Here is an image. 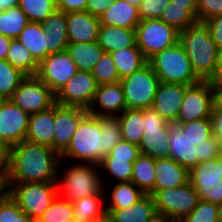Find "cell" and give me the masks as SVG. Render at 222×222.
<instances>
[{"mask_svg": "<svg viewBox=\"0 0 222 222\" xmlns=\"http://www.w3.org/2000/svg\"><path fill=\"white\" fill-rule=\"evenodd\" d=\"M169 158L190 170L200 162L217 158V139L209 118L170 124Z\"/></svg>", "mask_w": 222, "mask_h": 222, "instance_id": "1", "label": "cell"}, {"mask_svg": "<svg viewBox=\"0 0 222 222\" xmlns=\"http://www.w3.org/2000/svg\"><path fill=\"white\" fill-rule=\"evenodd\" d=\"M62 162L51 147L23 140L10 147L9 183L57 182Z\"/></svg>", "mask_w": 222, "mask_h": 222, "instance_id": "2", "label": "cell"}, {"mask_svg": "<svg viewBox=\"0 0 222 222\" xmlns=\"http://www.w3.org/2000/svg\"><path fill=\"white\" fill-rule=\"evenodd\" d=\"M179 43L186 51L196 76L201 81H210L215 72L219 48L206 24L197 21L180 31Z\"/></svg>", "mask_w": 222, "mask_h": 222, "instance_id": "3", "label": "cell"}, {"mask_svg": "<svg viewBox=\"0 0 222 222\" xmlns=\"http://www.w3.org/2000/svg\"><path fill=\"white\" fill-rule=\"evenodd\" d=\"M106 156L105 129H101L99 116L87 113L80 121L62 160H79L80 163L98 165Z\"/></svg>", "mask_w": 222, "mask_h": 222, "instance_id": "4", "label": "cell"}, {"mask_svg": "<svg viewBox=\"0 0 222 222\" xmlns=\"http://www.w3.org/2000/svg\"><path fill=\"white\" fill-rule=\"evenodd\" d=\"M147 63L160 82L190 86L201 81L193 71L186 51L179 42L155 53L147 60Z\"/></svg>", "mask_w": 222, "mask_h": 222, "instance_id": "5", "label": "cell"}, {"mask_svg": "<svg viewBox=\"0 0 222 222\" xmlns=\"http://www.w3.org/2000/svg\"><path fill=\"white\" fill-rule=\"evenodd\" d=\"M96 169L100 170L99 165L77 162L65 170L62 178L58 170V195L71 202L91 195H103L108 190L104 189V182Z\"/></svg>", "mask_w": 222, "mask_h": 222, "instance_id": "6", "label": "cell"}, {"mask_svg": "<svg viewBox=\"0 0 222 222\" xmlns=\"http://www.w3.org/2000/svg\"><path fill=\"white\" fill-rule=\"evenodd\" d=\"M9 184L10 196L25 214L36 221L58 195L57 182Z\"/></svg>", "mask_w": 222, "mask_h": 222, "instance_id": "7", "label": "cell"}, {"mask_svg": "<svg viewBox=\"0 0 222 222\" xmlns=\"http://www.w3.org/2000/svg\"><path fill=\"white\" fill-rule=\"evenodd\" d=\"M127 109L152 107L154 97L161 83L154 70L147 63L140 70L120 79Z\"/></svg>", "mask_w": 222, "mask_h": 222, "instance_id": "8", "label": "cell"}, {"mask_svg": "<svg viewBox=\"0 0 222 222\" xmlns=\"http://www.w3.org/2000/svg\"><path fill=\"white\" fill-rule=\"evenodd\" d=\"M135 32L136 45L147 60L179 42L180 31L159 18L140 21Z\"/></svg>", "mask_w": 222, "mask_h": 222, "instance_id": "9", "label": "cell"}, {"mask_svg": "<svg viewBox=\"0 0 222 222\" xmlns=\"http://www.w3.org/2000/svg\"><path fill=\"white\" fill-rule=\"evenodd\" d=\"M153 197L156 212L168 216L174 222L189 215L200 201L196 189L189 182L176 188L159 190Z\"/></svg>", "mask_w": 222, "mask_h": 222, "instance_id": "10", "label": "cell"}, {"mask_svg": "<svg viewBox=\"0 0 222 222\" xmlns=\"http://www.w3.org/2000/svg\"><path fill=\"white\" fill-rule=\"evenodd\" d=\"M189 183L196 189L200 200L220 205L222 203V160L211 159L191 168Z\"/></svg>", "mask_w": 222, "mask_h": 222, "instance_id": "11", "label": "cell"}, {"mask_svg": "<svg viewBox=\"0 0 222 222\" xmlns=\"http://www.w3.org/2000/svg\"><path fill=\"white\" fill-rule=\"evenodd\" d=\"M169 122L152 107L144 109V133L139 145L140 154L151 158L169 157Z\"/></svg>", "mask_w": 222, "mask_h": 222, "instance_id": "12", "label": "cell"}, {"mask_svg": "<svg viewBox=\"0 0 222 222\" xmlns=\"http://www.w3.org/2000/svg\"><path fill=\"white\" fill-rule=\"evenodd\" d=\"M10 100L29 115L56 103L55 94L37 75L25 76Z\"/></svg>", "mask_w": 222, "mask_h": 222, "instance_id": "13", "label": "cell"}, {"mask_svg": "<svg viewBox=\"0 0 222 222\" xmlns=\"http://www.w3.org/2000/svg\"><path fill=\"white\" fill-rule=\"evenodd\" d=\"M214 104V88L210 81H200L187 86L174 124L209 118Z\"/></svg>", "mask_w": 222, "mask_h": 222, "instance_id": "14", "label": "cell"}, {"mask_svg": "<svg viewBox=\"0 0 222 222\" xmlns=\"http://www.w3.org/2000/svg\"><path fill=\"white\" fill-rule=\"evenodd\" d=\"M97 87L98 84L92 72L78 70L55 94V102L88 110L93 102Z\"/></svg>", "mask_w": 222, "mask_h": 222, "instance_id": "15", "label": "cell"}, {"mask_svg": "<svg viewBox=\"0 0 222 222\" xmlns=\"http://www.w3.org/2000/svg\"><path fill=\"white\" fill-rule=\"evenodd\" d=\"M66 50L49 54L40 63L37 76L56 94L77 72Z\"/></svg>", "mask_w": 222, "mask_h": 222, "instance_id": "16", "label": "cell"}, {"mask_svg": "<svg viewBox=\"0 0 222 222\" xmlns=\"http://www.w3.org/2000/svg\"><path fill=\"white\" fill-rule=\"evenodd\" d=\"M87 109L54 104L53 150L61 155L69 146L71 139Z\"/></svg>", "mask_w": 222, "mask_h": 222, "instance_id": "17", "label": "cell"}, {"mask_svg": "<svg viewBox=\"0 0 222 222\" xmlns=\"http://www.w3.org/2000/svg\"><path fill=\"white\" fill-rule=\"evenodd\" d=\"M29 114L10 99L0 100V139L9 147L26 139Z\"/></svg>", "mask_w": 222, "mask_h": 222, "instance_id": "18", "label": "cell"}, {"mask_svg": "<svg viewBox=\"0 0 222 222\" xmlns=\"http://www.w3.org/2000/svg\"><path fill=\"white\" fill-rule=\"evenodd\" d=\"M126 109L125 96L119 81L98 86L93 102L87 111L99 117H117Z\"/></svg>", "mask_w": 222, "mask_h": 222, "instance_id": "19", "label": "cell"}, {"mask_svg": "<svg viewBox=\"0 0 222 222\" xmlns=\"http://www.w3.org/2000/svg\"><path fill=\"white\" fill-rule=\"evenodd\" d=\"M187 85L161 82L152 108L167 122L174 124L182 105Z\"/></svg>", "mask_w": 222, "mask_h": 222, "instance_id": "20", "label": "cell"}, {"mask_svg": "<svg viewBox=\"0 0 222 222\" xmlns=\"http://www.w3.org/2000/svg\"><path fill=\"white\" fill-rule=\"evenodd\" d=\"M69 42H94L99 34L100 21L87 11L66 13Z\"/></svg>", "mask_w": 222, "mask_h": 222, "instance_id": "21", "label": "cell"}, {"mask_svg": "<svg viewBox=\"0 0 222 222\" xmlns=\"http://www.w3.org/2000/svg\"><path fill=\"white\" fill-rule=\"evenodd\" d=\"M154 195L162 189L176 188L189 182V170L172 158L155 159Z\"/></svg>", "mask_w": 222, "mask_h": 222, "instance_id": "22", "label": "cell"}, {"mask_svg": "<svg viewBox=\"0 0 222 222\" xmlns=\"http://www.w3.org/2000/svg\"><path fill=\"white\" fill-rule=\"evenodd\" d=\"M54 105L44 111L29 115L26 139L53 149Z\"/></svg>", "mask_w": 222, "mask_h": 222, "instance_id": "23", "label": "cell"}, {"mask_svg": "<svg viewBox=\"0 0 222 222\" xmlns=\"http://www.w3.org/2000/svg\"><path fill=\"white\" fill-rule=\"evenodd\" d=\"M99 21L100 25L135 29L141 20L138 7L126 0H117L100 16Z\"/></svg>", "mask_w": 222, "mask_h": 222, "instance_id": "24", "label": "cell"}, {"mask_svg": "<svg viewBox=\"0 0 222 222\" xmlns=\"http://www.w3.org/2000/svg\"><path fill=\"white\" fill-rule=\"evenodd\" d=\"M106 212L110 222H146L156 213L155 199L150 194H146L129 208L106 209Z\"/></svg>", "mask_w": 222, "mask_h": 222, "instance_id": "25", "label": "cell"}, {"mask_svg": "<svg viewBox=\"0 0 222 222\" xmlns=\"http://www.w3.org/2000/svg\"><path fill=\"white\" fill-rule=\"evenodd\" d=\"M97 42L104 52L111 53L118 49L135 46L136 32L135 29L100 25Z\"/></svg>", "mask_w": 222, "mask_h": 222, "instance_id": "26", "label": "cell"}, {"mask_svg": "<svg viewBox=\"0 0 222 222\" xmlns=\"http://www.w3.org/2000/svg\"><path fill=\"white\" fill-rule=\"evenodd\" d=\"M42 25L48 41L47 51L52 54L66 50L69 43L66 13L56 10Z\"/></svg>", "mask_w": 222, "mask_h": 222, "instance_id": "27", "label": "cell"}, {"mask_svg": "<svg viewBox=\"0 0 222 222\" xmlns=\"http://www.w3.org/2000/svg\"><path fill=\"white\" fill-rule=\"evenodd\" d=\"M66 51L76 65L77 70L92 72L95 64L104 53L97 41L94 42H69Z\"/></svg>", "mask_w": 222, "mask_h": 222, "instance_id": "28", "label": "cell"}, {"mask_svg": "<svg viewBox=\"0 0 222 222\" xmlns=\"http://www.w3.org/2000/svg\"><path fill=\"white\" fill-rule=\"evenodd\" d=\"M17 39L31 52L38 63L50 54L47 51L48 41L42 23L29 22Z\"/></svg>", "mask_w": 222, "mask_h": 222, "instance_id": "29", "label": "cell"}, {"mask_svg": "<svg viewBox=\"0 0 222 222\" xmlns=\"http://www.w3.org/2000/svg\"><path fill=\"white\" fill-rule=\"evenodd\" d=\"M104 195H91L72 202L73 216L78 222H102L107 219Z\"/></svg>", "mask_w": 222, "mask_h": 222, "instance_id": "30", "label": "cell"}, {"mask_svg": "<svg viewBox=\"0 0 222 222\" xmlns=\"http://www.w3.org/2000/svg\"><path fill=\"white\" fill-rule=\"evenodd\" d=\"M120 76V79L140 70L147 64V59L137 47L118 49L110 53Z\"/></svg>", "mask_w": 222, "mask_h": 222, "instance_id": "31", "label": "cell"}, {"mask_svg": "<svg viewBox=\"0 0 222 222\" xmlns=\"http://www.w3.org/2000/svg\"><path fill=\"white\" fill-rule=\"evenodd\" d=\"M159 19L178 31H183L197 22V5H179L170 1Z\"/></svg>", "mask_w": 222, "mask_h": 222, "instance_id": "32", "label": "cell"}, {"mask_svg": "<svg viewBox=\"0 0 222 222\" xmlns=\"http://www.w3.org/2000/svg\"><path fill=\"white\" fill-rule=\"evenodd\" d=\"M117 118L122 139L139 146L144 133V109H126Z\"/></svg>", "mask_w": 222, "mask_h": 222, "instance_id": "33", "label": "cell"}, {"mask_svg": "<svg viewBox=\"0 0 222 222\" xmlns=\"http://www.w3.org/2000/svg\"><path fill=\"white\" fill-rule=\"evenodd\" d=\"M155 176V159L140 154L133 164L131 182H133L145 194L154 196Z\"/></svg>", "mask_w": 222, "mask_h": 222, "instance_id": "34", "label": "cell"}, {"mask_svg": "<svg viewBox=\"0 0 222 222\" xmlns=\"http://www.w3.org/2000/svg\"><path fill=\"white\" fill-rule=\"evenodd\" d=\"M115 185V186H114ZM113 185L110 191V203L106 209H124L137 203L146 194L133 182H118Z\"/></svg>", "mask_w": 222, "mask_h": 222, "instance_id": "35", "label": "cell"}, {"mask_svg": "<svg viewBox=\"0 0 222 222\" xmlns=\"http://www.w3.org/2000/svg\"><path fill=\"white\" fill-rule=\"evenodd\" d=\"M6 60L26 76L37 74L39 63L17 38L11 39Z\"/></svg>", "mask_w": 222, "mask_h": 222, "instance_id": "36", "label": "cell"}, {"mask_svg": "<svg viewBox=\"0 0 222 222\" xmlns=\"http://www.w3.org/2000/svg\"><path fill=\"white\" fill-rule=\"evenodd\" d=\"M29 23L26 14L19 6L11 7L6 11L0 12V34L17 38L22 30Z\"/></svg>", "mask_w": 222, "mask_h": 222, "instance_id": "37", "label": "cell"}, {"mask_svg": "<svg viewBox=\"0 0 222 222\" xmlns=\"http://www.w3.org/2000/svg\"><path fill=\"white\" fill-rule=\"evenodd\" d=\"M25 76L7 60H0V100L11 99Z\"/></svg>", "mask_w": 222, "mask_h": 222, "instance_id": "38", "label": "cell"}, {"mask_svg": "<svg viewBox=\"0 0 222 222\" xmlns=\"http://www.w3.org/2000/svg\"><path fill=\"white\" fill-rule=\"evenodd\" d=\"M136 159H114V157H104L99 165L101 171H106L108 176L115 179L113 181L129 182L133 174V164Z\"/></svg>", "mask_w": 222, "mask_h": 222, "instance_id": "39", "label": "cell"}, {"mask_svg": "<svg viewBox=\"0 0 222 222\" xmlns=\"http://www.w3.org/2000/svg\"><path fill=\"white\" fill-rule=\"evenodd\" d=\"M19 7L29 22L36 23L44 22L57 10L55 0H20Z\"/></svg>", "mask_w": 222, "mask_h": 222, "instance_id": "40", "label": "cell"}, {"mask_svg": "<svg viewBox=\"0 0 222 222\" xmlns=\"http://www.w3.org/2000/svg\"><path fill=\"white\" fill-rule=\"evenodd\" d=\"M73 219L72 202L57 195L36 222H68Z\"/></svg>", "mask_w": 222, "mask_h": 222, "instance_id": "41", "label": "cell"}, {"mask_svg": "<svg viewBox=\"0 0 222 222\" xmlns=\"http://www.w3.org/2000/svg\"><path fill=\"white\" fill-rule=\"evenodd\" d=\"M98 86L104 84H113L120 81L116 65L110 53L104 52L92 71Z\"/></svg>", "mask_w": 222, "mask_h": 222, "instance_id": "42", "label": "cell"}, {"mask_svg": "<svg viewBox=\"0 0 222 222\" xmlns=\"http://www.w3.org/2000/svg\"><path fill=\"white\" fill-rule=\"evenodd\" d=\"M0 222H36L25 214L9 195L0 201Z\"/></svg>", "mask_w": 222, "mask_h": 222, "instance_id": "43", "label": "cell"}, {"mask_svg": "<svg viewBox=\"0 0 222 222\" xmlns=\"http://www.w3.org/2000/svg\"><path fill=\"white\" fill-rule=\"evenodd\" d=\"M179 222H218V205L200 200L192 212Z\"/></svg>", "mask_w": 222, "mask_h": 222, "instance_id": "44", "label": "cell"}, {"mask_svg": "<svg viewBox=\"0 0 222 222\" xmlns=\"http://www.w3.org/2000/svg\"><path fill=\"white\" fill-rule=\"evenodd\" d=\"M101 129H105L106 155L122 140L121 126L117 117H99Z\"/></svg>", "mask_w": 222, "mask_h": 222, "instance_id": "45", "label": "cell"}, {"mask_svg": "<svg viewBox=\"0 0 222 222\" xmlns=\"http://www.w3.org/2000/svg\"><path fill=\"white\" fill-rule=\"evenodd\" d=\"M169 2L170 0H142L138 7L140 20L160 18Z\"/></svg>", "mask_w": 222, "mask_h": 222, "instance_id": "46", "label": "cell"}, {"mask_svg": "<svg viewBox=\"0 0 222 222\" xmlns=\"http://www.w3.org/2000/svg\"><path fill=\"white\" fill-rule=\"evenodd\" d=\"M196 4L198 22L222 15V0H196Z\"/></svg>", "mask_w": 222, "mask_h": 222, "instance_id": "47", "label": "cell"}, {"mask_svg": "<svg viewBox=\"0 0 222 222\" xmlns=\"http://www.w3.org/2000/svg\"><path fill=\"white\" fill-rule=\"evenodd\" d=\"M139 155V146L122 139L105 157H114V159H137Z\"/></svg>", "mask_w": 222, "mask_h": 222, "instance_id": "48", "label": "cell"}, {"mask_svg": "<svg viewBox=\"0 0 222 222\" xmlns=\"http://www.w3.org/2000/svg\"><path fill=\"white\" fill-rule=\"evenodd\" d=\"M218 48L222 47V15L212 17L204 22Z\"/></svg>", "mask_w": 222, "mask_h": 222, "instance_id": "49", "label": "cell"}, {"mask_svg": "<svg viewBox=\"0 0 222 222\" xmlns=\"http://www.w3.org/2000/svg\"><path fill=\"white\" fill-rule=\"evenodd\" d=\"M88 0H55L56 8L59 11L68 13L85 11Z\"/></svg>", "mask_w": 222, "mask_h": 222, "instance_id": "50", "label": "cell"}, {"mask_svg": "<svg viewBox=\"0 0 222 222\" xmlns=\"http://www.w3.org/2000/svg\"><path fill=\"white\" fill-rule=\"evenodd\" d=\"M209 119L211 123L212 135L216 139H222V109L214 104Z\"/></svg>", "mask_w": 222, "mask_h": 222, "instance_id": "51", "label": "cell"}, {"mask_svg": "<svg viewBox=\"0 0 222 222\" xmlns=\"http://www.w3.org/2000/svg\"><path fill=\"white\" fill-rule=\"evenodd\" d=\"M116 1L117 0H88L85 11L100 18L110 5Z\"/></svg>", "mask_w": 222, "mask_h": 222, "instance_id": "52", "label": "cell"}, {"mask_svg": "<svg viewBox=\"0 0 222 222\" xmlns=\"http://www.w3.org/2000/svg\"><path fill=\"white\" fill-rule=\"evenodd\" d=\"M10 195L8 168H0V201Z\"/></svg>", "mask_w": 222, "mask_h": 222, "instance_id": "53", "label": "cell"}, {"mask_svg": "<svg viewBox=\"0 0 222 222\" xmlns=\"http://www.w3.org/2000/svg\"><path fill=\"white\" fill-rule=\"evenodd\" d=\"M10 147L0 139V168L9 166Z\"/></svg>", "mask_w": 222, "mask_h": 222, "instance_id": "54", "label": "cell"}, {"mask_svg": "<svg viewBox=\"0 0 222 222\" xmlns=\"http://www.w3.org/2000/svg\"><path fill=\"white\" fill-rule=\"evenodd\" d=\"M210 82H222V47L218 50L216 68Z\"/></svg>", "mask_w": 222, "mask_h": 222, "instance_id": "55", "label": "cell"}, {"mask_svg": "<svg viewBox=\"0 0 222 222\" xmlns=\"http://www.w3.org/2000/svg\"><path fill=\"white\" fill-rule=\"evenodd\" d=\"M11 39L12 38L0 34V60H6Z\"/></svg>", "mask_w": 222, "mask_h": 222, "instance_id": "56", "label": "cell"}, {"mask_svg": "<svg viewBox=\"0 0 222 222\" xmlns=\"http://www.w3.org/2000/svg\"><path fill=\"white\" fill-rule=\"evenodd\" d=\"M214 88L215 105L222 109V82H211Z\"/></svg>", "mask_w": 222, "mask_h": 222, "instance_id": "57", "label": "cell"}, {"mask_svg": "<svg viewBox=\"0 0 222 222\" xmlns=\"http://www.w3.org/2000/svg\"><path fill=\"white\" fill-rule=\"evenodd\" d=\"M146 222H174V221L168 216L160 212H156Z\"/></svg>", "mask_w": 222, "mask_h": 222, "instance_id": "58", "label": "cell"}, {"mask_svg": "<svg viewBox=\"0 0 222 222\" xmlns=\"http://www.w3.org/2000/svg\"><path fill=\"white\" fill-rule=\"evenodd\" d=\"M20 0H0V12L15 6H19Z\"/></svg>", "mask_w": 222, "mask_h": 222, "instance_id": "59", "label": "cell"}, {"mask_svg": "<svg viewBox=\"0 0 222 222\" xmlns=\"http://www.w3.org/2000/svg\"><path fill=\"white\" fill-rule=\"evenodd\" d=\"M171 2H174V4L179 5H197L196 0H170Z\"/></svg>", "mask_w": 222, "mask_h": 222, "instance_id": "60", "label": "cell"}, {"mask_svg": "<svg viewBox=\"0 0 222 222\" xmlns=\"http://www.w3.org/2000/svg\"><path fill=\"white\" fill-rule=\"evenodd\" d=\"M217 158L222 160V139H217Z\"/></svg>", "mask_w": 222, "mask_h": 222, "instance_id": "61", "label": "cell"}, {"mask_svg": "<svg viewBox=\"0 0 222 222\" xmlns=\"http://www.w3.org/2000/svg\"><path fill=\"white\" fill-rule=\"evenodd\" d=\"M128 3H130L132 6H136V7H139L140 5V2L142 0H126Z\"/></svg>", "mask_w": 222, "mask_h": 222, "instance_id": "62", "label": "cell"}, {"mask_svg": "<svg viewBox=\"0 0 222 222\" xmlns=\"http://www.w3.org/2000/svg\"><path fill=\"white\" fill-rule=\"evenodd\" d=\"M218 222H222V203L218 205Z\"/></svg>", "mask_w": 222, "mask_h": 222, "instance_id": "63", "label": "cell"}, {"mask_svg": "<svg viewBox=\"0 0 222 222\" xmlns=\"http://www.w3.org/2000/svg\"><path fill=\"white\" fill-rule=\"evenodd\" d=\"M68 222H78V221H76L75 219H73V220H71V221H68Z\"/></svg>", "mask_w": 222, "mask_h": 222, "instance_id": "64", "label": "cell"}]
</instances>
